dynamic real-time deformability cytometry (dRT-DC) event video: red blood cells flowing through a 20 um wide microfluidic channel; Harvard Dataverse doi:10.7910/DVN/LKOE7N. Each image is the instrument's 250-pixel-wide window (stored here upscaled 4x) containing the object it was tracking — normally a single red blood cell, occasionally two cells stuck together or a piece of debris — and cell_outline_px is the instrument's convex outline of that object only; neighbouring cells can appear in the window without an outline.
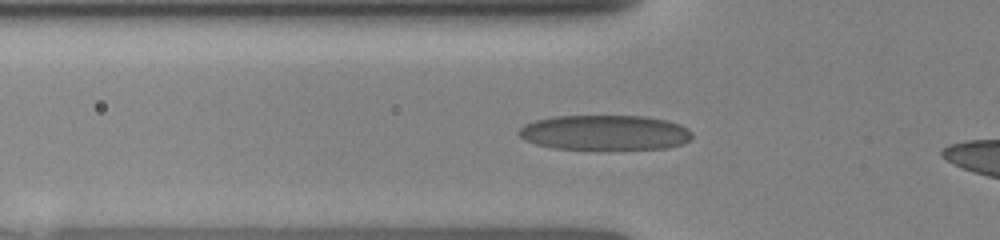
{"species": "human", "species_latin": "Homo sapiens", "temperature_condition": "room temperature", "stored_images_in_passage": 32, "camera_frame_rate_fps": 3000, "um_per_image_px": 0.085, "donor": {"sex": "female"}, "frame": {"image": 1, "passage_image": 7, "time_ms": 2.0, "image_size_px": [1000, 240], "cell_outline_px": [[692, 136], [688, 140], [680, 144], [668, 148], [552, 148], [536, 144], [524, 140], [516, 132], [524, 124], [536, 120], [556, 116], [644, 116], [668, 120], [680, 124], [688, 128], [692, 132]], "centroid_in_image_um": [51.4, 11.25], "position_along_channel_um": 74.4, "area_um2": 35.08}}
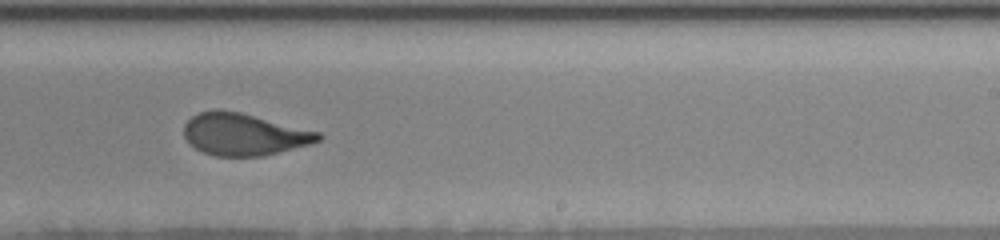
{"frame": {"image": 2, "passage_image": 20, "time_ms": 6.667, "image_size_px": [1000, 240], "cell_outline_px": [[324, 136], [320, 140], [312, 144], [264, 156], [216, 156], [204, 152], [196, 148], [184, 136], [184, 124], [192, 116], [200, 112], [216, 108], [220, 108], [240, 112], [320, 132]], "centroid_in_image_um": [20.76, 11.41], "position_along_channel_um": 268.2, "area_um2": 33.0}}
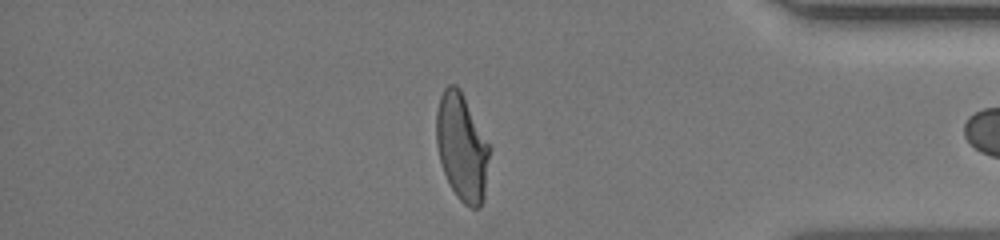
{"frame": {"image": 3, "passage_image": 31, "time_ms": 10.333, "image_size_px": [1000, 240], "cell_outline_px": [[492, 148], [484, 196], [480, 208], [472, 208], [464, 204], [456, 196], [444, 172], [440, 160], [436, 144], [436, 112], [440, 96], [444, 88], [448, 84], [456, 84], [460, 88]], "centroid_in_image_um": [39.28, 12.49], "position_along_channel_um": 395.9, "area_um2": 33.64}}